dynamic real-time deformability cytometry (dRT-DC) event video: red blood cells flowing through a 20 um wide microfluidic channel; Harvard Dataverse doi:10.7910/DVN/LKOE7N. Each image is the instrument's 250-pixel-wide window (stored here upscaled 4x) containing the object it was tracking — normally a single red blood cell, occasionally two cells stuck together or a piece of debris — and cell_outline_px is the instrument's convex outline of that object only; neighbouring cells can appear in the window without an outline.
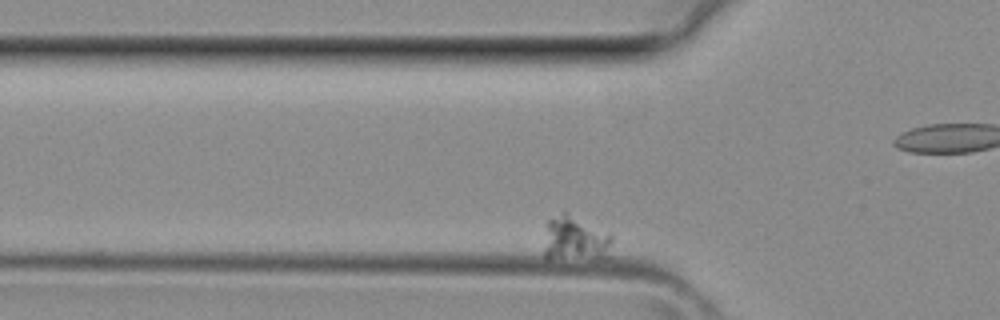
{"species": "common noctule bat (a hibernating species)", "species_latin": "Nyctalus noctula", "temperature_condition": "room temperature", "stored_images_in_passage": 38, "camera_frame_rate_fps": 3000, "um_per_image_px": 0.085, "animal": {"sex": "female", "body_mass_g": 29.2, "forearm_length_mm": 56.3}, "frame": {"image": 1, "passage_image": 5, "time_ms": 1.333, "image_size_px": [1000, 320], "cell_outline_px": [[612, 240], [604, 256], [548, 260], [544, 256], [544, 248], [548, 220], [564, 208], [612, 236]], "centroid_in_image_um": [48.79, 20.23], "position_along_channel_um": 77.0, "area_um2": 17.69}}
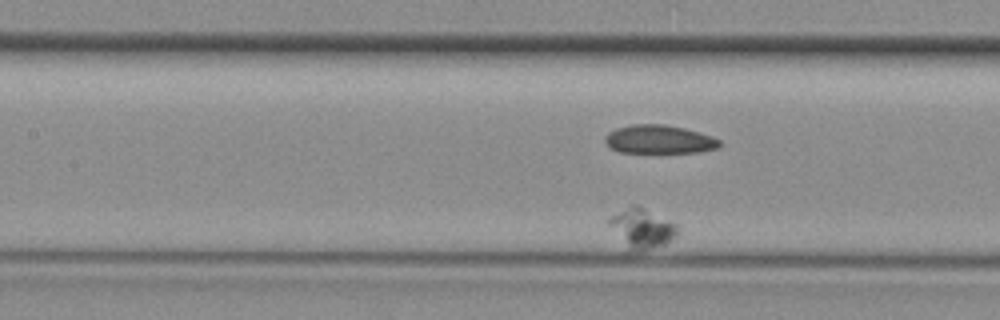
{"frame": {"image": 2, "passage_image": 12, "time_ms": 3.667, "image_size_px": [1000, 320], "cell_outline_px": [[680, 228], [676, 236], [664, 244], [648, 248], [628, 252], [608, 224], [608, 220], [612, 216], [632, 204], [636, 204], [676, 224]], "centroid_in_image_um": [54.54, 19.41], "position_along_channel_um": 152.9, "area_um2": 15.55}}
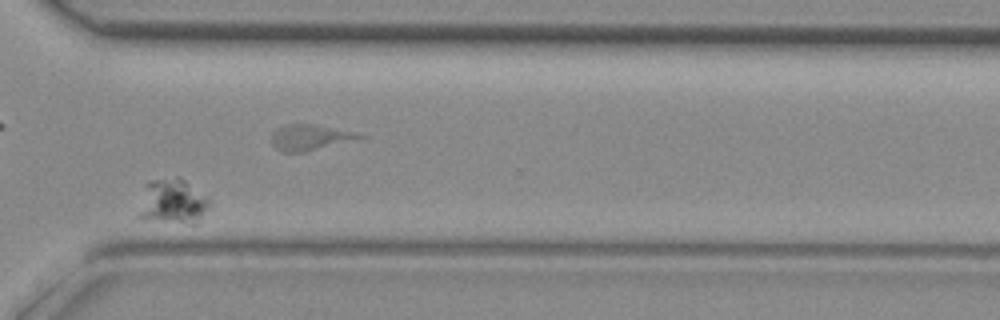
{"frame": {"image": 3, "passage_image": 28, "time_ms": 9.0, "image_size_px": [1000, 320], "cell_outline_px": [[212, 200], [208, 208], [196, 224], [192, 224], [140, 220], [136, 216], [144, 184], [152, 180], [176, 176], [180, 176], [208, 196]], "centroid_in_image_um": [14.64, 17.14], "position_along_channel_um": 356.0, "area_um2": 19.42}}